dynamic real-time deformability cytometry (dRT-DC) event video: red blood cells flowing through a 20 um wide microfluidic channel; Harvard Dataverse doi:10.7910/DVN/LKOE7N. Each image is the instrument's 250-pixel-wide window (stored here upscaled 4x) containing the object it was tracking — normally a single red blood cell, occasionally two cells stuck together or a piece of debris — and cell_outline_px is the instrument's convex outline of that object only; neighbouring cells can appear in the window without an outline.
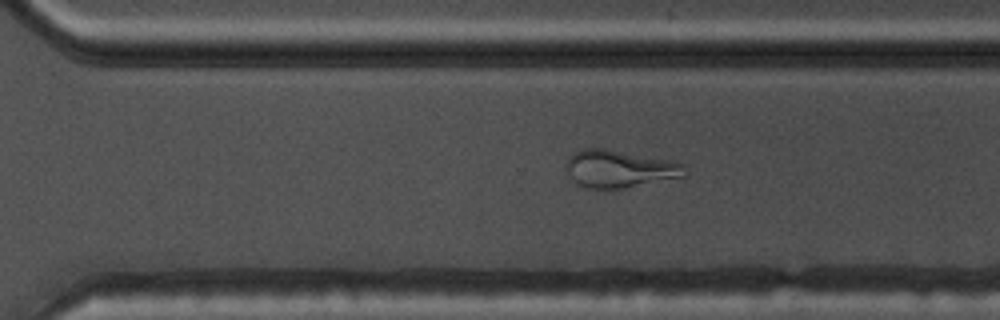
{"species": "common noctule bat (a hibernating species)", "species_latin": "Nyctalus noctula", "temperature_condition": "warm", "stored_images_in_passage": 52, "camera_frame_rate_fps": 3000, "um_per_image_px": 0.085, "animal": {"sex": "male", "body_mass_g": 17.5, "forearm_length_mm": 52.3}, "frame": {"image": 1, "passage_image": 36, "time_ms": 11.667, "image_size_px": [1000, 320], "cell_outline_px": [[688, 176], [624, 188], [584, 188], [576, 184], [568, 176], [564, 168], [564, 164], [568, 156], [584, 148], [604, 148], [672, 160], [684, 164], [688, 172]], "centroid_in_image_um": [52.64, 14.35], "position_along_channel_um": 318.0, "area_um2": 26.47}}
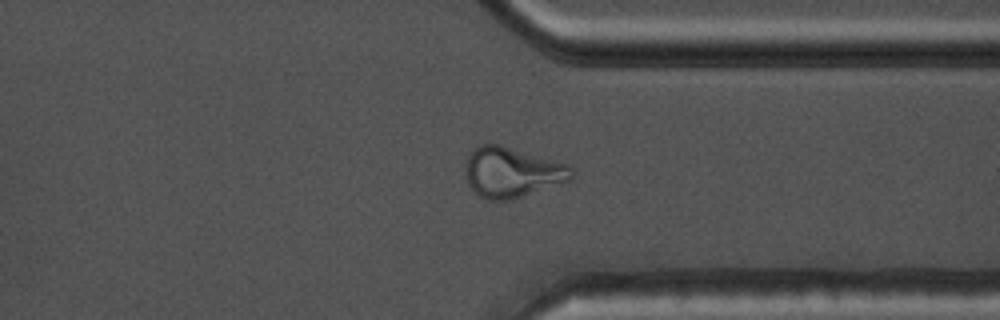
{"frame": {"image": 2, "passage_image": 40, "time_ms": 13.0, "image_size_px": [1000, 320], "cell_outline_px": [[572, 180], [508, 200], [488, 200], [480, 196], [468, 184], [464, 172], [468, 156], [480, 144], [500, 144], [568, 164], [572, 168]], "centroid_in_image_um": [43.51, 14.64], "position_along_channel_um": 367.9, "area_um2": 30.81}}
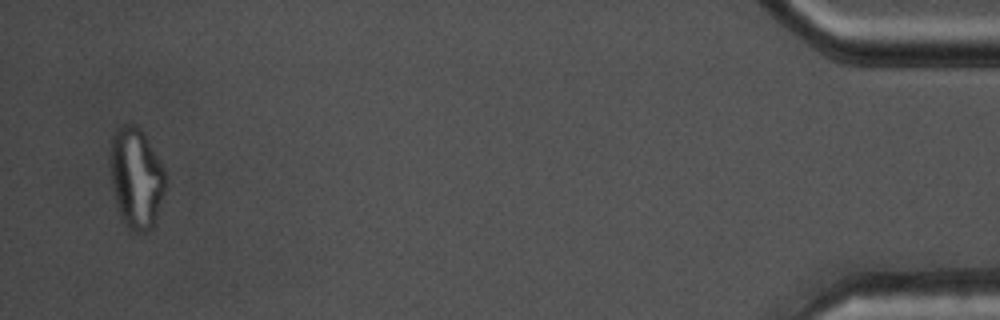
{"frame": {"image": 3, "passage_image": 51, "time_ms": 16.667, "image_size_px": [1000, 320], "cell_outline_px": [[164, 192], [152, 228], [144, 232], [136, 232], [128, 228], [124, 224], [120, 216], [116, 204], [112, 188], [108, 156], [112, 136], [116, 128], [124, 124], [136, 124], [140, 128], [164, 168]], "centroid_in_image_um": [11.52, 15.11], "position_along_channel_um": 423.7, "area_um2": 32.43}, "authors_computed_cell_mechanics": {"area_um2": 28.7844, "velocity_mm_per_s": 3.7614, "shape_relaxation_time_tau1_ms": null, "shape_relaxation_time_tau2_ms": 0.8004, "deformation_change_tau1": null, "deformation_change_tau2": 0.0733}}